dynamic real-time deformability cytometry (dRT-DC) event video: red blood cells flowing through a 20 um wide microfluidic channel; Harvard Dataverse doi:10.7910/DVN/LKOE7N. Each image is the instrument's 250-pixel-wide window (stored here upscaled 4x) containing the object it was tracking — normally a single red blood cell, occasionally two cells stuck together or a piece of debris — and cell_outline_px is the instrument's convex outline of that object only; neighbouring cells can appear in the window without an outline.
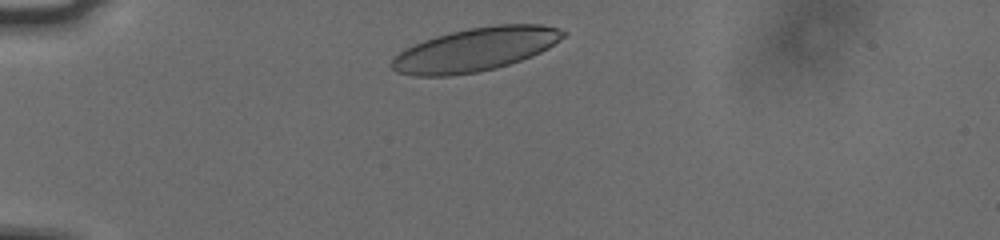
{"species": "human", "species_latin": "Homo sapiens", "temperature_condition": "cold", "stored_images_in_passage": 35, "camera_frame_rate_fps": 3000, "um_per_image_px": 0.085, "donor": {"sex": "male"}, "frame": {"image": 1, "passage_image": 2, "time_ms": 0.333, "image_size_px": [1000, 240], "cell_outline_px": [[568, 32], [564, 36], [548, 48], [532, 56], [496, 68], [476, 72], [448, 76], [412, 76], [396, 72], [392, 68], [392, 60], [404, 48], [424, 40], [436, 36], [468, 28], [496, 24], [540, 24], [556, 28]], "centroid_in_image_um": [40.39, 4.21], "position_along_channel_um": 44.6, "area_um2": 43.18}}
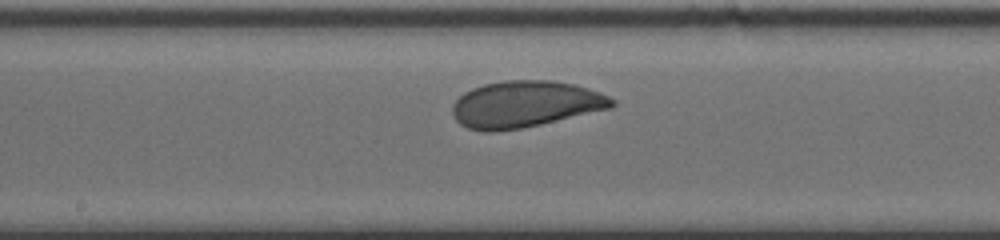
{"frame": {"image": 2, "passage_image": 18, "time_ms": 5.667, "image_size_px": [1000, 240], "cell_outline_px": [[616, 104], [612, 108], [540, 124], [520, 128], [492, 132], [484, 132], [468, 128], [460, 124], [456, 120], [452, 112], [452, 104], [464, 92], [472, 88], [484, 84], [504, 80], [552, 80], [572, 84], [588, 88], [600, 92], [616, 100]], "centroid_in_image_um": [44.64, 8.85], "position_along_channel_um": 203.6, "area_um2": 43.29}}
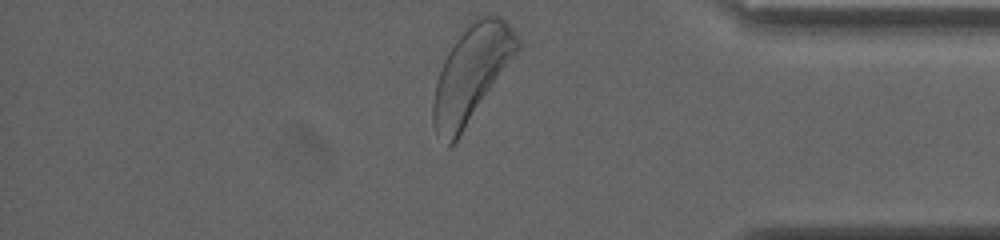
{"frame": {"image": 3, "passage_image": 35, "time_ms": 11.333, "image_size_px": [1000, 240], "cell_outline_px": [[520, 44], [516, 52], [456, 140], [448, 148], [436, 136], [432, 124], [432, 104], [436, 84], [440, 68], [448, 52], [456, 40], [468, 24], [476, 16], [500, 16], [512, 28], [520, 40]], "centroid_in_image_um": [40.01, 6.27], "position_along_channel_um": 395.2, "area_um2": 45.78}, "authors_computed_cell_mechanics": {"area_um2": 42.6564, "velocity_mm_per_s": 3.7063, "shape_relaxation_time_tau1_ms": 3.4871, "shape_relaxation_time_tau2_ms": null, "deformation_change_tau1": 0.1285, "deformation_change_tau2": null}}